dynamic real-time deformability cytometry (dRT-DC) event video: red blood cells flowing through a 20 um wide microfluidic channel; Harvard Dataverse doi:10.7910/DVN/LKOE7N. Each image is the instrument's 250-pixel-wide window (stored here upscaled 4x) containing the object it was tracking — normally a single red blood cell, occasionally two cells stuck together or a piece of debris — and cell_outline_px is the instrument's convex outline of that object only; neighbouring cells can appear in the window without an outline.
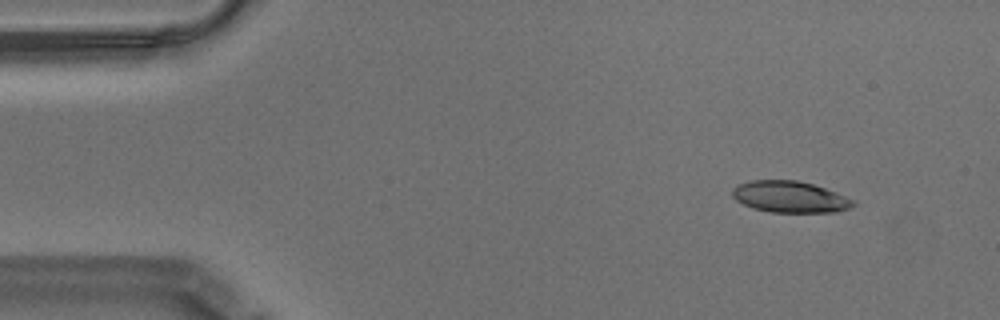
{"species": "Egyptian fruit bat (a non-hibernating species)", "species_latin": "Rousettus aegyptiacus", "temperature_condition": "warm", "stored_images_in_passage": 52, "camera_frame_rate_fps": 3000, "um_per_image_px": 0.085, "animal": {"sex": "male"}, "frame": {"image": 1, "passage_image": 1, "time_ms": 0.0, "image_size_px": [1000, 320], "cell_outline_px": [[856, 204], [848, 208], [836, 212], [772, 212], [756, 208], [744, 204], [736, 200], [732, 196], [732, 188], [736, 184], [752, 180], [796, 180], [812, 184], [836, 192], [856, 200]], "centroid_in_image_um": [67.15, 16.72], "position_along_channel_um": 17.9, "area_um2": 22.08}}
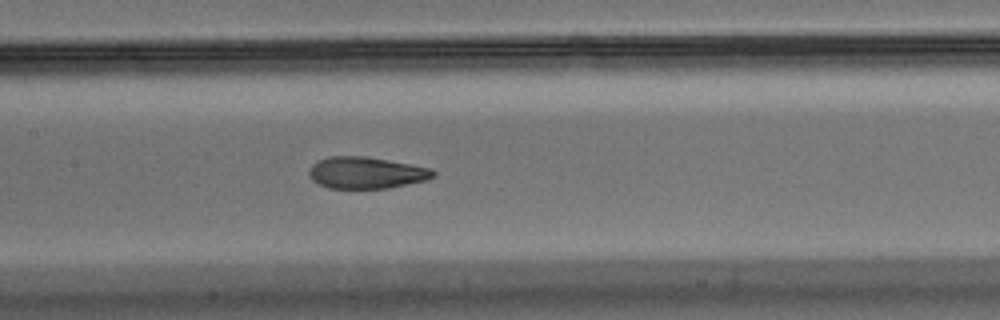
{"frame": {"image": 2, "passage_image": 22, "time_ms": 7.0, "image_size_px": [1000, 320], "cell_outline_px": [[436, 176], [428, 180], [388, 188], [328, 188], [312, 180], [308, 176], [308, 168], [316, 160], [328, 156], [364, 156], [412, 164], [432, 168], [436, 172]], "centroid_in_image_um": [31.12, 14.67], "position_along_channel_um": 176.3, "area_um2": 23.24}}
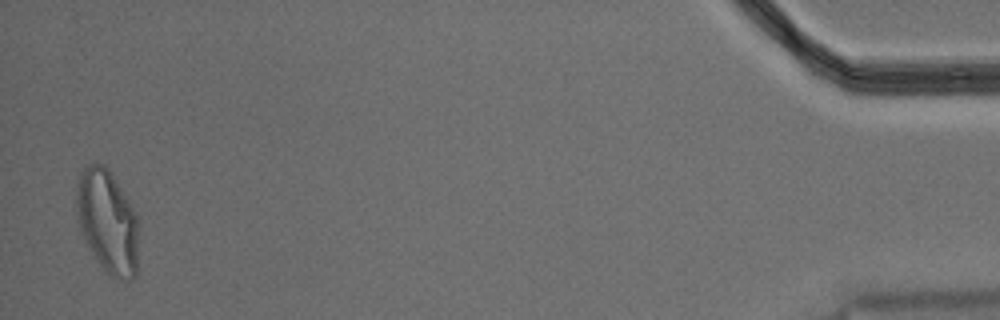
{"frame": {"image": 3, "passage_image": 51, "time_ms": 16.667, "image_size_px": [1000, 320], "cell_outline_px": [[136, 276], [132, 280], [128, 280], [112, 276], [104, 272], [84, 240], [80, 232], [76, 204], [76, 184], [80, 172], [88, 164], [104, 164], [112, 172], [136, 212]], "centroid_in_image_um": [9.1, 18.79], "position_along_channel_um": 426.1, "area_um2": 37.4}, "authors_computed_cell_mechanics": {"area_um2": 23.698, "velocity_mm_per_s": 3.514, "shape_relaxation_time_tau1_ms": null, "shape_relaxation_time_tau2_ms": 1.3001, "deformation_change_tau1": null, "deformation_change_tau2": 0.0692}}